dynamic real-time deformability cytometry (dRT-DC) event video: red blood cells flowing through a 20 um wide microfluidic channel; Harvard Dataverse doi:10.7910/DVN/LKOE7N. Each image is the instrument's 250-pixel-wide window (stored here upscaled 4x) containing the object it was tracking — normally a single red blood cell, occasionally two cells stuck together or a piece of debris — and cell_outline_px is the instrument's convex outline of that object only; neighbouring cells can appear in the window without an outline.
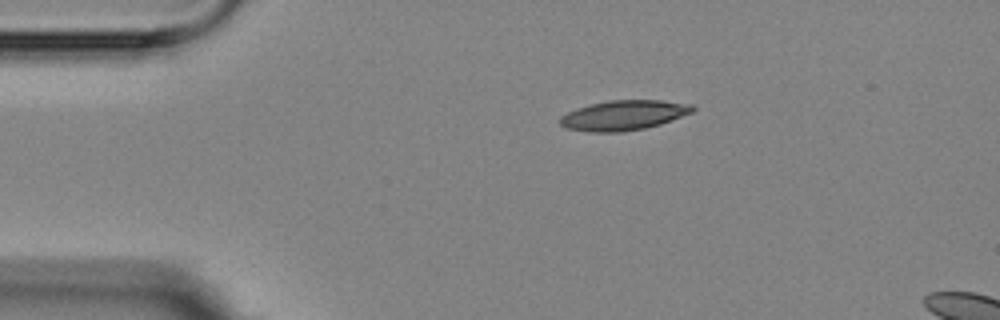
{"species": "Egyptian fruit bat (a non-hibernating species)", "species_latin": "Rousettus aegyptiacus", "temperature_condition": "room temperature", "stored_images_in_passage": 3, "camera_frame_rate_fps": 3000, "um_per_image_px": 0.085, "animal": {"sex": "female"}, "frame": {"image": 1, "passage_image": 1, "time_ms": 0.0, "image_size_px": [1000, 320], "cell_outline_px": [[696, 108], [692, 112], [660, 124], [644, 128], [620, 132], [588, 132], [564, 128], [560, 124], [560, 116], [576, 108], [608, 100], [660, 100], [692, 104]], "centroid_in_image_um": [52.98, 9.8], "position_along_channel_um": 32.0, "area_um2": 23.06}}